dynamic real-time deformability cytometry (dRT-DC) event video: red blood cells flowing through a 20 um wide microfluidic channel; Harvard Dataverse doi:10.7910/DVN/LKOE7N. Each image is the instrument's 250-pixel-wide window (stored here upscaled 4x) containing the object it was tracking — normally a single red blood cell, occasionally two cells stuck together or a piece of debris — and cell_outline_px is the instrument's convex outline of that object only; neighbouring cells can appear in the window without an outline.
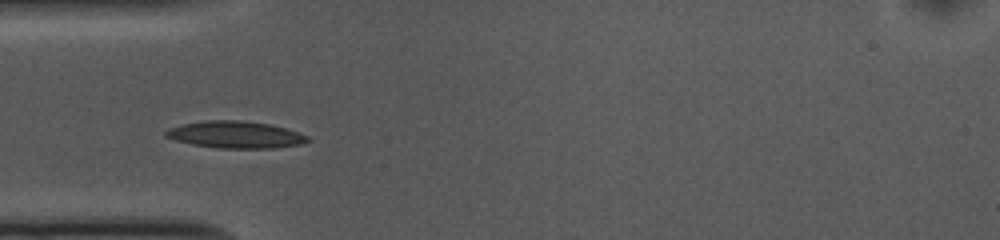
{"species": "common noctule bat (a hibernating species)", "species_latin": "Nyctalus noctula", "temperature_condition": "cold", "stored_images_in_passage": 13, "camera_frame_rate_fps": 3000, "um_per_image_px": 0.085, "animal": {"sex": "female", "body_mass_g": 10.0, "forearm_length_mm": 53.1}, "frame": {"image": 1, "passage_image": 3, "time_ms": 0.667, "image_size_px": [1000, 240], "cell_outline_px": [[312, 140], [300, 144], [272, 148], [216, 148], [192, 144], [176, 140], [164, 136], [164, 132], [168, 128], [180, 124], [204, 120], [240, 120], [268, 124], [284, 128], [308, 136]], "centroid_in_image_um": [19.96, 11.44], "position_along_channel_um": 65.0, "area_um2": 22.25}}
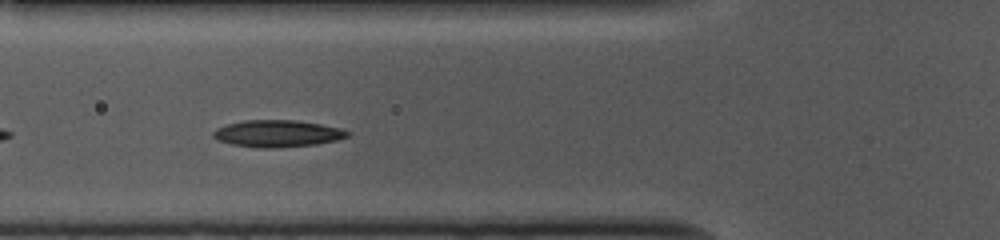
{"frame": {"image": 2, "passage_image": 6, "time_ms": 1.667, "image_size_px": [1000, 240], "cell_outline_px": [[352, 132], [348, 136], [336, 140], [316, 144], [276, 148], [260, 148], [232, 144], [216, 140], [212, 136], [212, 132], [216, 128], [224, 124], [244, 120], [296, 120], [320, 124], [340, 128]], "centroid_in_image_um": [23.54, 11.35], "position_along_channel_um": 102.3, "area_um2": 21.21}}
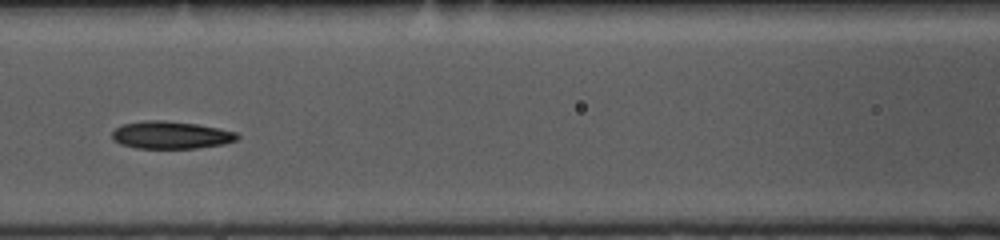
{"frame": {"image": 3, "passage_image": 10, "time_ms": 3.0, "image_size_px": [1000, 240], "cell_outline_px": [[240, 136], [236, 140], [224, 144], [196, 148], [136, 148], [120, 144], [112, 140], [112, 132], [116, 128], [124, 124], [144, 120], [164, 120], [196, 124], [236, 132]], "centroid_in_image_um": [14.5, 11.48], "position_along_channel_um": 152.1, "area_um2": 20.0}}